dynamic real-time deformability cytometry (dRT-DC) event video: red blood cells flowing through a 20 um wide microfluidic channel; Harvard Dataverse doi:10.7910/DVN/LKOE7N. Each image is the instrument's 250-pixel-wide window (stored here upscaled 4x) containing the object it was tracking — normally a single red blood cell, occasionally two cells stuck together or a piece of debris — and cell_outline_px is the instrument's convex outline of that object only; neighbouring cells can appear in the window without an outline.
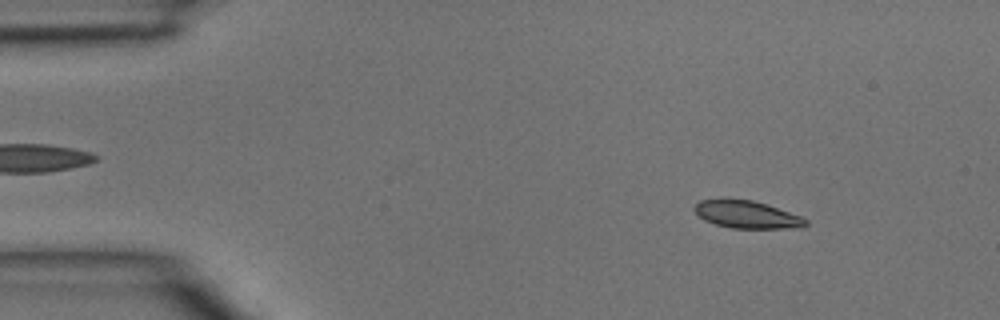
{"species": "common noctule bat (a hibernating species)", "species_latin": "Nyctalus noctula", "temperature_condition": "room temperature", "stored_images_in_passage": 4, "camera_frame_rate_fps": 3000, "um_per_image_px": 0.085, "animal": {"sex": "male", "body_mass_g": 15.6}, "frame": {"image": 1, "passage_image": 1, "time_ms": 0.0, "image_size_px": [1000, 320], "cell_outline_px": [[808, 224], [804, 228], [732, 228], [716, 224], [704, 220], [692, 208], [700, 200], [752, 200], [800, 216], [808, 220]], "centroid_in_image_um": [63.51, 18.26], "position_along_channel_um": 21.5, "area_um2": 17.4}}